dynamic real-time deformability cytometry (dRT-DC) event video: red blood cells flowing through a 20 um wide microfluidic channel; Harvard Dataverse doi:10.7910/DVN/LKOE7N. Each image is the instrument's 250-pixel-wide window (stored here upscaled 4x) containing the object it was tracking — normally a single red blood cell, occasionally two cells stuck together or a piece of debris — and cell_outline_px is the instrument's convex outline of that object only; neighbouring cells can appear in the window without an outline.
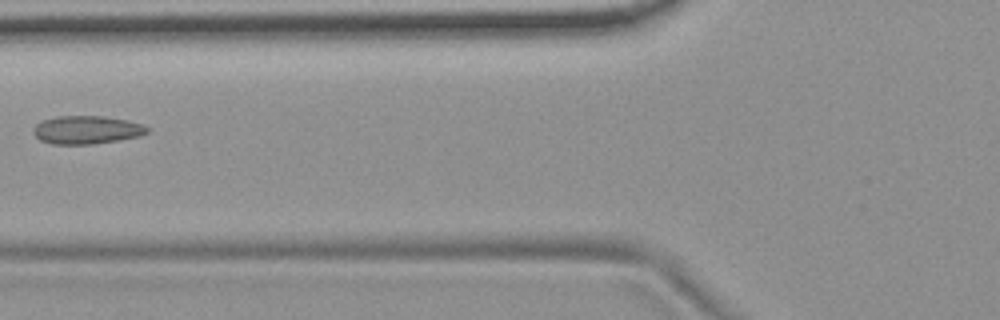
{"species": "common noctule bat (a hibernating species)", "species_latin": "Nyctalus noctula", "temperature_condition": "room temperature", "stored_images_in_passage": 7, "camera_frame_rate_fps": 3000, "um_per_image_px": 0.085, "animal": {"sex": "female", "body_mass_g": 19.9}, "frame": {"image": 1, "passage_image": 7, "time_ms": 2.0, "image_size_px": [1000, 320], "cell_outline_px": [[148, 132], [140, 136], [92, 144], [52, 144], [40, 140], [32, 132], [32, 128], [36, 124], [44, 120], [56, 116], [104, 116], [128, 120], [144, 124], [148, 128]], "centroid_in_image_um": [7.36, 11.03], "position_along_channel_um": 118.4, "area_um2": 18.73}}